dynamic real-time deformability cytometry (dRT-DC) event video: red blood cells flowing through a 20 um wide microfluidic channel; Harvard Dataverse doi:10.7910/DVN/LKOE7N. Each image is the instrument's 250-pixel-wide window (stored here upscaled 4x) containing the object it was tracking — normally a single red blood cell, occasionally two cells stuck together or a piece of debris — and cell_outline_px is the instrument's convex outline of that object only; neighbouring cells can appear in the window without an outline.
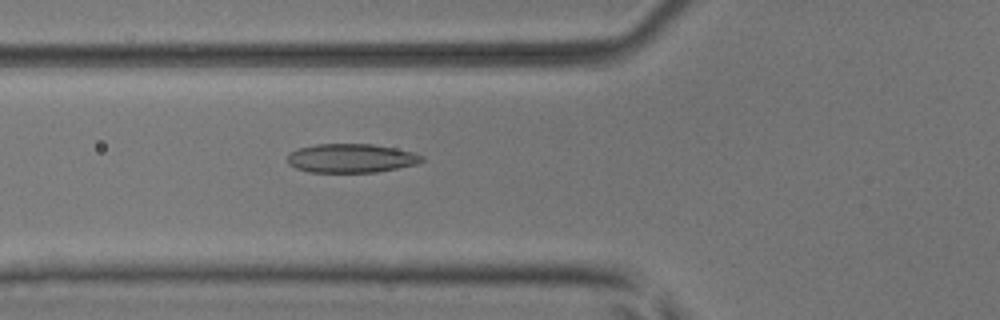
{"species": "common noctule bat (a hibernating species)", "species_latin": "Nyctalus noctula", "temperature_condition": "room temperature", "stored_images_in_passage": 51, "camera_frame_rate_fps": 3000, "um_per_image_px": 0.085, "animal": {"sex": "male", "body_mass_g": 17.9, "forearm_length_mm": 54.2}, "frame": {"image": 1, "passage_image": 19, "time_ms": 6.0, "image_size_px": [1000, 320], "cell_outline_px": [[424, 160], [416, 164], [376, 172], [308, 172], [296, 168], [288, 164], [288, 156], [292, 152], [300, 148], [316, 144], [372, 144], [396, 148], [412, 152], [424, 156]], "centroid_in_image_um": [29.86, 13.45], "position_along_channel_um": 95.9, "area_um2": 22.48}}
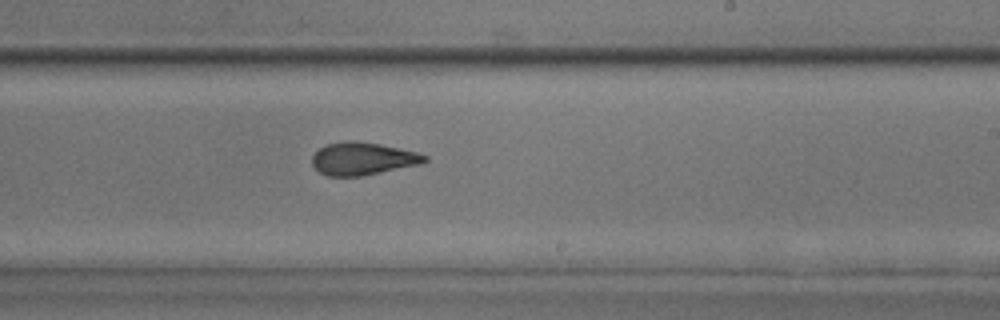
{"frame": {"image": 2, "passage_image": 31, "time_ms": 10.0, "image_size_px": [1000, 320], "cell_outline_px": [[428, 160], [420, 164], [360, 176], [328, 176], [320, 172], [312, 164], [312, 156], [320, 148], [328, 144], [344, 140], [356, 140], [380, 144], [416, 152], [428, 156]], "centroid_in_image_um": [30.82, 13.47], "position_along_channel_um": 258.2, "area_um2": 21.27}}
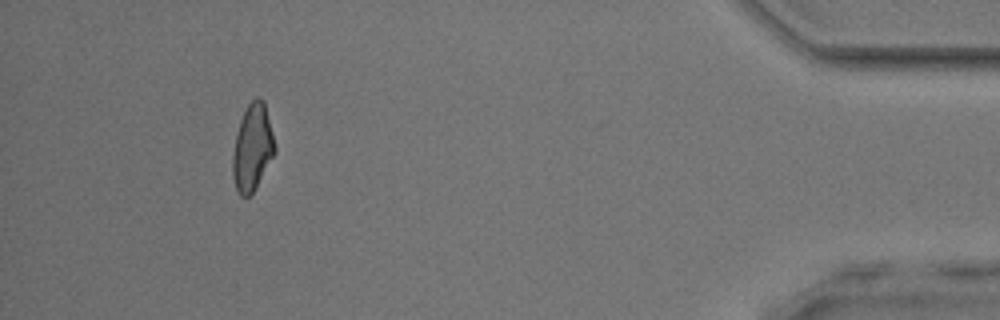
{"frame": {"image": 3, "passage_image": 47, "time_ms": 15.333, "image_size_px": [1000, 320], "cell_outline_px": [[276, 152], [252, 192], [248, 196], [240, 196], [236, 188], [232, 176], [232, 156], [236, 132], [240, 120], [248, 104], [256, 96], [260, 96], [264, 100], [276, 144]], "centroid_in_image_um": [21.46, 12.5], "position_along_channel_um": 413.7, "area_um2": 21.33}, "authors_computed_cell_mechanics": {"area_um2": 21.7906, "velocity_mm_per_s": 4.0684, "shape_relaxation_time_tau1_ms": 7.3185, "shape_relaxation_time_tau2_ms": 1.684, "deformation_change_tau1": 0.2116, "deformation_change_tau2": 0.0901}}